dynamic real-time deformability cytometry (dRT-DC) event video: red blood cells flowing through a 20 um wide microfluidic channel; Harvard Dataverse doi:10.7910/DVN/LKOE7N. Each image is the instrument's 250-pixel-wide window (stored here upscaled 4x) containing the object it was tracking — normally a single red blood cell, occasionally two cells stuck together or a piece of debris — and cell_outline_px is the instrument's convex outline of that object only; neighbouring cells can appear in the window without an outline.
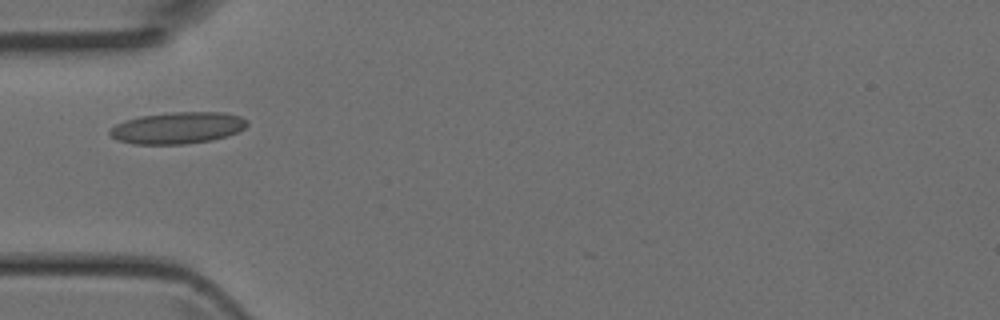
{"species": "Egyptian fruit bat (a non-hibernating species)", "species_latin": "Rousettus aegyptiacus", "temperature_condition": "room temperature", "stored_images_in_passage": 1, "camera_frame_rate_fps": 3000, "um_per_image_px": 0.085, "animal": {"sex": "female"}, "frame": {"image": 1, "passage_image": 1, "time_ms": 0.0, "image_size_px": [1000, 320], "cell_outline_px": [[248, 124], [244, 128], [236, 132], [212, 140], [184, 144], [132, 144], [116, 140], [108, 132], [116, 124], [124, 120], [140, 116], [172, 112], [224, 112], [240, 116], [248, 120]], "centroid_in_image_um": [15.08, 10.86], "position_along_channel_um": 69.9, "area_um2": 25.32}}